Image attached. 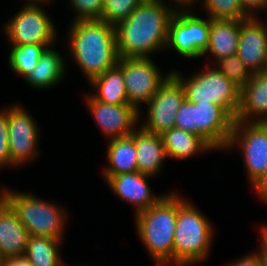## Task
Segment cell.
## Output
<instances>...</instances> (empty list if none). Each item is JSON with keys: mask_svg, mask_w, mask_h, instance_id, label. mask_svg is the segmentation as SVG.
<instances>
[{"mask_svg": "<svg viewBox=\"0 0 267 266\" xmlns=\"http://www.w3.org/2000/svg\"><path fill=\"white\" fill-rule=\"evenodd\" d=\"M175 10V6L166 3H140L115 27L118 57H151L165 49Z\"/></svg>", "mask_w": 267, "mask_h": 266, "instance_id": "obj_1", "label": "cell"}, {"mask_svg": "<svg viewBox=\"0 0 267 266\" xmlns=\"http://www.w3.org/2000/svg\"><path fill=\"white\" fill-rule=\"evenodd\" d=\"M68 51L90 83L118 62L116 29L101 19L72 21Z\"/></svg>", "mask_w": 267, "mask_h": 266, "instance_id": "obj_2", "label": "cell"}, {"mask_svg": "<svg viewBox=\"0 0 267 266\" xmlns=\"http://www.w3.org/2000/svg\"><path fill=\"white\" fill-rule=\"evenodd\" d=\"M134 216L137 235L154 262L160 266L172 265L177 193L164 194L156 204Z\"/></svg>", "mask_w": 267, "mask_h": 266, "instance_id": "obj_3", "label": "cell"}, {"mask_svg": "<svg viewBox=\"0 0 267 266\" xmlns=\"http://www.w3.org/2000/svg\"><path fill=\"white\" fill-rule=\"evenodd\" d=\"M194 203L177 194V222L173 240V264L192 266L204 262L213 245L214 227Z\"/></svg>", "mask_w": 267, "mask_h": 266, "instance_id": "obj_4", "label": "cell"}, {"mask_svg": "<svg viewBox=\"0 0 267 266\" xmlns=\"http://www.w3.org/2000/svg\"><path fill=\"white\" fill-rule=\"evenodd\" d=\"M234 119L219 105L192 103L186 98L175 117L174 127L203 138L214 150H225Z\"/></svg>", "mask_w": 267, "mask_h": 266, "instance_id": "obj_5", "label": "cell"}, {"mask_svg": "<svg viewBox=\"0 0 267 266\" xmlns=\"http://www.w3.org/2000/svg\"><path fill=\"white\" fill-rule=\"evenodd\" d=\"M3 189L7 203L17 213L29 235L64 240V228L68 220L65 207L26 192L21 193L4 186Z\"/></svg>", "mask_w": 267, "mask_h": 266, "instance_id": "obj_6", "label": "cell"}, {"mask_svg": "<svg viewBox=\"0 0 267 266\" xmlns=\"http://www.w3.org/2000/svg\"><path fill=\"white\" fill-rule=\"evenodd\" d=\"M206 65L204 71L189 77L177 70L172 74L181 82L185 98L195 104L213 103L221 106L234 120L240 104V88L227 79L214 66ZM212 67V68H211Z\"/></svg>", "mask_w": 267, "mask_h": 266, "instance_id": "obj_7", "label": "cell"}, {"mask_svg": "<svg viewBox=\"0 0 267 266\" xmlns=\"http://www.w3.org/2000/svg\"><path fill=\"white\" fill-rule=\"evenodd\" d=\"M188 8L176 9L168 26L166 49L184 58L199 59L209 44L211 18L203 19Z\"/></svg>", "mask_w": 267, "mask_h": 266, "instance_id": "obj_8", "label": "cell"}, {"mask_svg": "<svg viewBox=\"0 0 267 266\" xmlns=\"http://www.w3.org/2000/svg\"><path fill=\"white\" fill-rule=\"evenodd\" d=\"M236 145L242 151L248 182L253 185L267 168V122L234 121L225 150Z\"/></svg>", "mask_w": 267, "mask_h": 266, "instance_id": "obj_9", "label": "cell"}, {"mask_svg": "<svg viewBox=\"0 0 267 266\" xmlns=\"http://www.w3.org/2000/svg\"><path fill=\"white\" fill-rule=\"evenodd\" d=\"M42 5H24L3 30L10 45L55 44L57 27ZM57 36V37H56Z\"/></svg>", "mask_w": 267, "mask_h": 266, "instance_id": "obj_10", "label": "cell"}, {"mask_svg": "<svg viewBox=\"0 0 267 266\" xmlns=\"http://www.w3.org/2000/svg\"><path fill=\"white\" fill-rule=\"evenodd\" d=\"M117 64L123 70L128 102L139 112L172 74L164 75L151 57L119 58Z\"/></svg>", "mask_w": 267, "mask_h": 266, "instance_id": "obj_11", "label": "cell"}, {"mask_svg": "<svg viewBox=\"0 0 267 266\" xmlns=\"http://www.w3.org/2000/svg\"><path fill=\"white\" fill-rule=\"evenodd\" d=\"M40 132L37 122L25 107L16 103L8 107V142L11 167L31 163L37 158Z\"/></svg>", "mask_w": 267, "mask_h": 266, "instance_id": "obj_12", "label": "cell"}, {"mask_svg": "<svg viewBox=\"0 0 267 266\" xmlns=\"http://www.w3.org/2000/svg\"><path fill=\"white\" fill-rule=\"evenodd\" d=\"M184 99L183 85L171 74L147 103V118L140 125L159 135L170 130L174 127L176 114Z\"/></svg>", "mask_w": 267, "mask_h": 266, "instance_id": "obj_13", "label": "cell"}, {"mask_svg": "<svg viewBox=\"0 0 267 266\" xmlns=\"http://www.w3.org/2000/svg\"><path fill=\"white\" fill-rule=\"evenodd\" d=\"M85 98L87 109L108 140L131 135L141 121V111L131 104H106L96 100L90 93Z\"/></svg>", "mask_w": 267, "mask_h": 266, "instance_id": "obj_14", "label": "cell"}, {"mask_svg": "<svg viewBox=\"0 0 267 266\" xmlns=\"http://www.w3.org/2000/svg\"><path fill=\"white\" fill-rule=\"evenodd\" d=\"M258 17L240 20L236 55L251 73L267 71V21Z\"/></svg>", "mask_w": 267, "mask_h": 266, "instance_id": "obj_15", "label": "cell"}, {"mask_svg": "<svg viewBox=\"0 0 267 266\" xmlns=\"http://www.w3.org/2000/svg\"><path fill=\"white\" fill-rule=\"evenodd\" d=\"M152 176L138 171L118 175H103V179L113 192L122 201L134 207V215L156 204L164 195L153 194L148 180ZM148 179V180H147Z\"/></svg>", "mask_w": 267, "mask_h": 266, "instance_id": "obj_16", "label": "cell"}, {"mask_svg": "<svg viewBox=\"0 0 267 266\" xmlns=\"http://www.w3.org/2000/svg\"><path fill=\"white\" fill-rule=\"evenodd\" d=\"M235 121L267 122V71L252 73L250 80L240 89Z\"/></svg>", "mask_w": 267, "mask_h": 266, "instance_id": "obj_17", "label": "cell"}, {"mask_svg": "<svg viewBox=\"0 0 267 266\" xmlns=\"http://www.w3.org/2000/svg\"><path fill=\"white\" fill-rule=\"evenodd\" d=\"M133 140L136 146L138 172L152 177L159 174L164 160L167 159L161 135L137 126L133 131Z\"/></svg>", "mask_w": 267, "mask_h": 266, "instance_id": "obj_18", "label": "cell"}, {"mask_svg": "<svg viewBox=\"0 0 267 266\" xmlns=\"http://www.w3.org/2000/svg\"><path fill=\"white\" fill-rule=\"evenodd\" d=\"M29 233L17 213L6 203L0 209V256L3 259L25 254Z\"/></svg>", "mask_w": 267, "mask_h": 266, "instance_id": "obj_19", "label": "cell"}, {"mask_svg": "<svg viewBox=\"0 0 267 266\" xmlns=\"http://www.w3.org/2000/svg\"><path fill=\"white\" fill-rule=\"evenodd\" d=\"M240 34V20L211 19L209 44L202 57L206 54L213 56L215 62L237 53Z\"/></svg>", "mask_w": 267, "mask_h": 266, "instance_id": "obj_20", "label": "cell"}, {"mask_svg": "<svg viewBox=\"0 0 267 266\" xmlns=\"http://www.w3.org/2000/svg\"><path fill=\"white\" fill-rule=\"evenodd\" d=\"M52 47L45 50L36 67L25 78L27 84L34 89L46 90L57 86L65 75V58Z\"/></svg>", "mask_w": 267, "mask_h": 266, "instance_id": "obj_21", "label": "cell"}, {"mask_svg": "<svg viewBox=\"0 0 267 266\" xmlns=\"http://www.w3.org/2000/svg\"><path fill=\"white\" fill-rule=\"evenodd\" d=\"M161 137L168 158L185 160L199 153L214 151L203 138L175 127Z\"/></svg>", "mask_w": 267, "mask_h": 266, "instance_id": "obj_22", "label": "cell"}, {"mask_svg": "<svg viewBox=\"0 0 267 266\" xmlns=\"http://www.w3.org/2000/svg\"><path fill=\"white\" fill-rule=\"evenodd\" d=\"M107 161L103 175H118L138 171L137 154L133 133L126 137L114 138L108 141Z\"/></svg>", "mask_w": 267, "mask_h": 266, "instance_id": "obj_23", "label": "cell"}, {"mask_svg": "<svg viewBox=\"0 0 267 266\" xmlns=\"http://www.w3.org/2000/svg\"><path fill=\"white\" fill-rule=\"evenodd\" d=\"M89 85L94 89L91 95L100 102L114 105L129 104L123 70L118 64L94 78Z\"/></svg>", "mask_w": 267, "mask_h": 266, "instance_id": "obj_24", "label": "cell"}, {"mask_svg": "<svg viewBox=\"0 0 267 266\" xmlns=\"http://www.w3.org/2000/svg\"><path fill=\"white\" fill-rule=\"evenodd\" d=\"M62 240L29 235L24 256L32 266H62L59 248Z\"/></svg>", "mask_w": 267, "mask_h": 266, "instance_id": "obj_25", "label": "cell"}, {"mask_svg": "<svg viewBox=\"0 0 267 266\" xmlns=\"http://www.w3.org/2000/svg\"><path fill=\"white\" fill-rule=\"evenodd\" d=\"M53 45L55 44L11 45L8 56L10 69L25 79L36 67L45 50Z\"/></svg>", "mask_w": 267, "mask_h": 266, "instance_id": "obj_26", "label": "cell"}, {"mask_svg": "<svg viewBox=\"0 0 267 266\" xmlns=\"http://www.w3.org/2000/svg\"><path fill=\"white\" fill-rule=\"evenodd\" d=\"M199 2L207 17L214 20H244L249 17L240 0H196L195 3Z\"/></svg>", "mask_w": 267, "mask_h": 266, "instance_id": "obj_27", "label": "cell"}, {"mask_svg": "<svg viewBox=\"0 0 267 266\" xmlns=\"http://www.w3.org/2000/svg\"><path fill=\"white\" fill-rule=\"evenodd\" d=\"M214 67L240 89L250 80L252 73L235 54L213 63Z\"/></svg>", "mask_w": 267, "mask_h": 266, "instance_id": "obj_28", "label": "cell"}, {"mask_svg": "<svg viewBox=\"0 0 267 266\" xmlns=\"http://www.w3.org/2000/svg\"><path fill=\"white\" fill-rule=\"evenodd\" d=\"M140 4L138 0H104L101 20L116 27Z\"/></svg>", "mask_w": 267, "mask_h": 266, "instance_id": "obj_29", "label": "cell"}, {"mask_svg": "<svg viewBox=\"0 0 267 266\" xmlns=\"http://www.w3.org/2000/svg\"><path fill=\"white\" fill-rule=\"evenodd\" d=\"M77 20L100 19L104 0H68Z\"/></svg>", "mask_w": 267, "mask_h": 266, "instance_id": "obj_30", "label": "cell"}, {"mask_svg": "<svg viewBox=\"0 0 267 266\" xmlns=\"http://www.w3.org/2000/svg\"><path fill=\"white\" fill-rule=\"evenodd\" d=\"M11 167L8 142V107L0 109V169Z\"/></svg>", "mask_w": 267, "mask_h": 266, "instance_id": "obj_31", "label": "cell"}, {"mask_svg": "<svg viewBox=\"0 0 267 266\" xmlns=\"http://www.w3.org/2000/svg\"><path fill=\"white\" fill-rule=\"evenodd\" d=\"M244 12L249 17H257L258 11L263 10L267 4V0H240ZM256 12V13H255Z\"/></svg>", "mask_w": 267, "mask_h": 266, "instance_id": "obj_32", "label": "cell"}, {"mask_svg": "<svg viewBox=\"0 0 267 266\" xmlns=\"http://www.w3.org/2000/svg\"><path fill=\"white\" fill-rule=\"evenodd\" d=\"M254 193L261 201L267 203V168L260 178L252 185Z\"/></svg>", "mask_w": 267, "mask_h": 266, "instance_id": "obj_33", "label": "cell"}, {"mask_svg": "<svg viewBox=\"0 0 267 266\" xmlns=\"http://www.w3.org/2000/svg\"><path fill=\"white\" fill-rule=\"evenodd\" d=\"M226 266H261L259 255L253 251V253H249L244 255L239 260H235L231 263L228 262Z\"/></svg>", "mask_w": 267, "mask_h": 266, "instance_id": "obj_34", "label": "cell"}, {"mask_svg": "<svg viewBox=\"0 0 267 266\" xmlns=\"http://www.w3.org/2000/svg\"><path fill=\"white\" fill-rule=\"evenodd\" d=\"M262 227H260L259 229V233H260V243L259 245H261L266 251H267V224L265 225H261Z\"/></svg>", "mask_w": 267, "mask_h": 266, "instance_id": "obj_35", "label": "cell"}, {"mask_svg": "<svg viewBox=\"0 0 267 266\" xmlns=\"http://www.w3.org/2000/svg\"><path fill=\"white\" fill-rule=\"evenodd\" d=\"M173 3H175L176 9H183L184 8H191V5L193 6L196 2V0H172Z\"/></svg>", "mask_w": 267, "mask_h": 266, "instance_id": "obj_36", "label": "cell"}, {"mask_svg": "<svg viewBox=\"0 0 267 266\" xmlns=\"http://www.w3.org/2000/svg\"><path fill=\"white\" fill-rule=\"evenodd\" d=\"M259 247L256 253L259 255L261 266H267V251L261 245Z\"/></svg>", "mask_w": 267, "mask_h": 266, "instance_id": "obj_37", "label": "cell"}, {"mask_svg": "<svg viewBox=\"0 0 267 266\" xmlns=\"http://www.w3.org/2000/svg\"><path fill=\"white\" fill-rule=\"evenodd\" d=\"M14 266H27V258L24 255L14 257Z\"/></svg>", "mask_w": 267, "mask_h": 266, "instance_id": "obj_38", "label": "cell"}, {"mask_svg": "<svg viewBox=\"0 0 267 266\" xmlns=\"http://www.w3.org/2000/svg\"><path fill=\"white\" fill-rule=\"evenodd\" d=\"M44 2H49V0H26L24 5H43Z\"/></svg>", "mask_w": 267, "mask_h": 266, "instance_id": "obj_39", "label": "cell"}, {"mask_svg": "<svg viewBox=\"0 0 267 266\" xmlns=\"http://www.w3.org/2000/svg\"><path fill=\"white\" fill-rule=\"evenodd\" d=\"M7 203L3 187L0 189V209Z\"/></svg>", "mask_w": 267, "mask_h": 266, "instance_id": "obj_40", "label": "cell"}, {"mask_svg": "<svg viewBox=\"0 0 267 266\" xmlns=\"http://www.w3.org/2000/svg\"><path fill=\"white\" fill-rule=\"evenodd\" d=\"M0 266H14V257L3 259Z\"/></svg>", "mask_w": 267, "mask_h": 266, "instance_id": "obj_41", "label": "cell"}, {"mask_svg": "<svg viewBox=\"0 0 267 266\" xmlns=\"http://www.w3.org/2000/svg\"><path fill=\"white\" fill-rule=\"evenodd\" d=\"M140 3H166L164 0H138Z\"/></svg>", "mask_w": 267, "mask_h": 266, "instance_id": "obj_42", "label": "cell"}, {"mask_svg": "<svg viewBox=\"0 0 267 266\" xmlns=\"http://www.w3.org/2000/svg\"><path fill=\"white\" fill-rule=\"evenodd\" d=\"M62 266H73V265H68L66 263L63 262ZM80 266V265H79ZM84 266V265H83Z\"/></svg>", "mask_w": 267, "mask_h": 266, "instance_id": "obj_43", "label": "cell"}, {"mask_svg": "<svg viewBox=\"0 0 267 266\" xmlns=\"http://www.w3.org/2000/svg\"><path fill=\"white\" fill-rule=\"evenodd\" d=\"M264 11H266V13H267V4H266V6H265V8H264ZM267 18V17H266ZM266 21H267V19H266Z\"/></svg>", "mask_w": 267, "mask_h": 266, "instance_id": "obj_44", "label": "cell"}, {"mask_svg": "<svg viewBox=\"0 0 267 266\" xmlns=\"http://www.w3.org/2000/svg\"><path fill=\"white\" fill-rule=\"evenodd\" d=\"M27 266H32L28 259H27Z\"/></svg>", "mask_w": 267, "mask_h": 266, "instance_id": "obj_45", "label": "cell"}]
</instances>
